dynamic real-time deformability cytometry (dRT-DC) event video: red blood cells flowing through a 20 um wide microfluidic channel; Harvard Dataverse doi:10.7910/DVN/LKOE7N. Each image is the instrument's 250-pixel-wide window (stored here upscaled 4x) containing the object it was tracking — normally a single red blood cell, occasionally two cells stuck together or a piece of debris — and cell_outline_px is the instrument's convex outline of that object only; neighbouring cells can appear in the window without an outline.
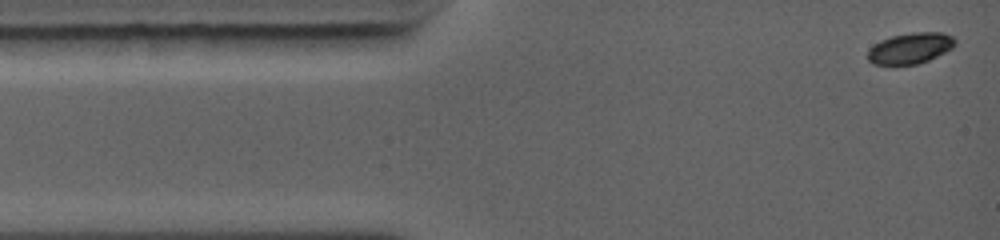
{"species": "common noctule bat (a hibernating species)", "species_latin": "Nyctalus noctula", "temperature_condition": "warm", "stored_images_in_passage": 3, "camera_frame_rate_fps": 5000, "um_per_image_px": 0.085, "animal": {"sex": "female", "body_mass_g": 19.0, "forearm_length_mm": 56.7}, "frame": {"image": 1, "passage_image": 1, "time_ms": 0.0, "image_size_px": [1000, 240], "cell_outline_px": [[956, 44], [952, 48], [928, 60], [916, 64], [872, 64], [868, 60], [868, 48], [880, 40], [892, 36], [912, 32], [944, 32], [952, 36], [956, 40]], "centroid_in_image_um": [77.37, 4.08], "position_along_channel_um": 7.6, "area_um2": 15.72}}